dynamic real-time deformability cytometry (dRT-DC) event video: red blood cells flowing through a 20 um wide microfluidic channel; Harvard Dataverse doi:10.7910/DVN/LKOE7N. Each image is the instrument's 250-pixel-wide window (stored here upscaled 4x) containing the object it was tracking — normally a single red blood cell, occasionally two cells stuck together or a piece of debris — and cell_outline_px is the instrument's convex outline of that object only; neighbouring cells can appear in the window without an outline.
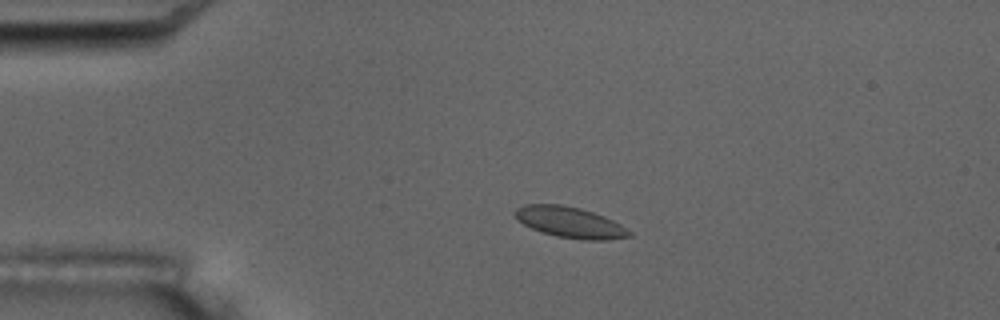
{"species": "common noctule bat (a hibernating species)", "species_latin": "Nyctalus noctula", "temperature_condition": "room temperature", "stored_images_in_passage": 5, "camera_frame_rate_fps": 3000, "um_per_image_px": 0.085, "animal": {"sex": "male", "body_mass_g": 17.5, "forearm_length_mm": 52.3}, "frame": {"image": 1, "passage_image": 4, "time_ms": 3.333, "image_size_px": [1000, 320], "cell_outline_px": [[632, 236], [604, 240], [580, 240], [556, 236], [540, 232], [516, 220], [512, 212], [516, 208], [524, 204], [560, 204], [580, 208], [604, 216], [620, 224], [632, 232]], "centroid_in_image_um": [48.41, 18.9], "position_along_channel_um": 36.6, "area_um2": 20.75}}